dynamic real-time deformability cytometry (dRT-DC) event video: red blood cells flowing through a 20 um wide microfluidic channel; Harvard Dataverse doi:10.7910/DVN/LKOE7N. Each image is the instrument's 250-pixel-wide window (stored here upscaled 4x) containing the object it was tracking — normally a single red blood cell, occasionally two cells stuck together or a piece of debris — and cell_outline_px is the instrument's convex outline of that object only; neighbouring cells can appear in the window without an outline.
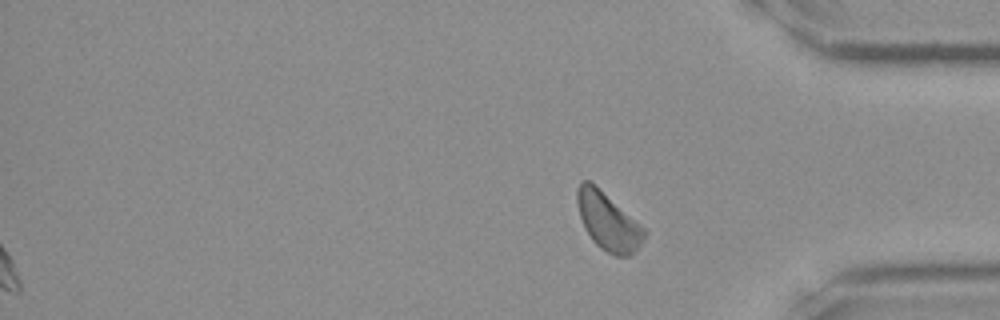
{"species": "Egyptian fruit bat (a non-hibernating species)", "species_latin": "Rousettus aegyptiacus", "temperature_condition": "room temperature", "stored_images_in_passage": 31, "segment_of_instrument_passage": [2, 2], "camera_frame_rate_fps": 3000, "um_per_image_px": 0.085, "frame": {"image": 1, "passage_image": 31, "time_ms": 10.0, "image_size_px": [1000, 320], "cell_outline_px": [[648, 232], [640, 248], [628, 256], [616, 256], [600, 248], [592, 240], [584, 228], [580, 216], [576, 200], [576, 188], [580, 180], [588, 180], [596, 184], [640, 224]], "centroid_in_image_um": [51.68, 18.8], "position_along_channel_um": 383.5, "area_um2": 22.83}}